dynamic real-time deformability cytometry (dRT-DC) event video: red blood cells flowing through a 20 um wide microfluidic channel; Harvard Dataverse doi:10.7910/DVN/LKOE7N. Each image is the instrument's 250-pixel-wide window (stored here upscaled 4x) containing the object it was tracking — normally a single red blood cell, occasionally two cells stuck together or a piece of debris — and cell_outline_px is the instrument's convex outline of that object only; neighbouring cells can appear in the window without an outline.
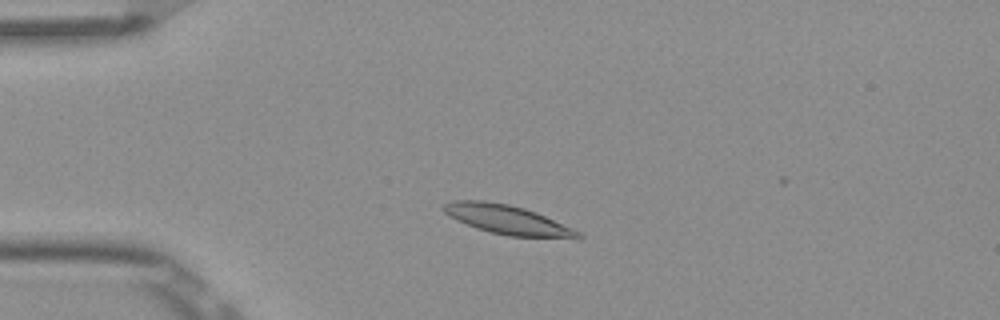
{"species": "Egyptian fruit bat (a non-hibernating species)", "species_latin": "Rousettus aegyptiacus", "temperature_condition": "room temperature", "stored_images_in_passage": 13, "camera_frame_rate_fps": 3000, "um_per_image_px": 0.085, "frame": {"image": 1, "passage_image": 9, "time_ms": 2.667, "image_size_px": [1000, 320], "cell_outline_px": [[584, 236], [580, 240], [508, 236], [476, 228], [456, 220], [448, 216], [444, 212], [444, 204], [452, 200], [484, 200], [508, 204], [524, 208], [536, 212], [572, 228], [580, 232]], "centroid_in_image_um": [43.2, 18.7], "position_along_channel_um": 41.8, "area_um2": 23.24}}